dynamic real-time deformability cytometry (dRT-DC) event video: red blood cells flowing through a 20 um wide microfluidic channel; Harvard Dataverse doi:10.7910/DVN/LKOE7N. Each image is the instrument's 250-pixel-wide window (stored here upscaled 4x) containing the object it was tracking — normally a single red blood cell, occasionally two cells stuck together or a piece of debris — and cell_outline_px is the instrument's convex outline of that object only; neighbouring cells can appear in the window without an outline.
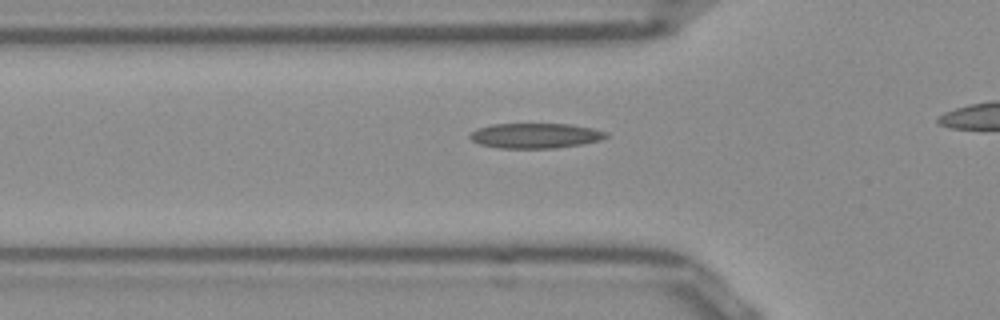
{"species": "Egyptian fruit bat (a non-hibernating species)", "species_latin": "Rousettus aegyptiacus", "temperature_condition": "room temperature", "stored_images_in_passage": 34, "camera_frame_rate_fps": 3000, "um_per_image_px": 0.085, "frame": {"image": 1, "passage_image": 9, "time_ms": 2.667, "image_size_px": [1000, 320], "cell_outline_px": [[608, 136], [600, 140], [580, 144], [556, 148], [500, 148], [480, 144], [472, 140], [468, 136], [476, 128], [492, 124], [572, 124], [592, 128], [608, 132]], "centroid_in_image_um": [45.5, 11.52], "position_along_channel_um": 80.3, "area_um2": 19.88}}
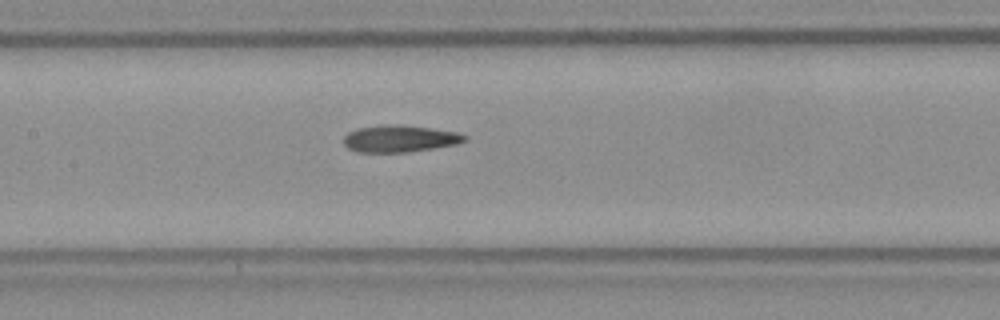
{"frame": {"image": 2, "passage_image": 16, "time_ms": 5.0, "image_size_px": [1000, 320], "cell_outline_px": [[468, 140], [456, 144], [436, 148], [408, 152], [356, 152], [348, 148], [344, 144], [344, 136], [348, 132], [356, 128], [380, 124], [400, 124], [432, 128], [456, 132], [468, 136]], "centroid_in_image_um": [33.97, 11.77], "position_along_channel_um": 173.4, "area_um2": 19.31}}
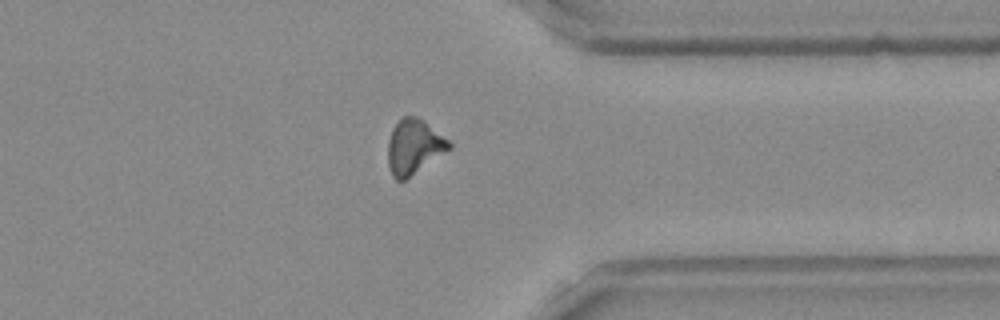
{"frame": {"image": 3, "passage_image": 32, "time_ms": 10.333, "image_size_px": [1000, 320], "cell_outline_px": [[452, 148], [404, 180], [396, 180], [392, 176], [388, 164], [388, 140], [392, 128], [404, 116], [416, 116], [424, 120], [448, 140], [452, 144]], "centroid_in_image_um": [35.18, 12.47], "position_along_channel_um": 376.2, "area_um2": 19.36}}